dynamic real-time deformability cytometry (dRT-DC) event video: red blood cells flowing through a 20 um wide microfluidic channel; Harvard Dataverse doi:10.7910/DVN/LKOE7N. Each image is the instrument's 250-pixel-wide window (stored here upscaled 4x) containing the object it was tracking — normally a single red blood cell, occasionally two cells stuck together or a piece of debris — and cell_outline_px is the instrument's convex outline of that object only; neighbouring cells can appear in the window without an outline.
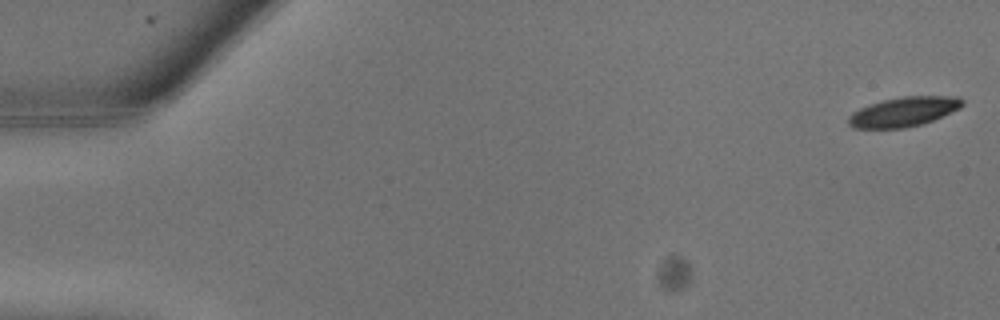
{"species": "common noctule bat (a hibernating species)", "species_latin": "Nyctalus noctula", "temperature_condition": "warm", "stored_images_in_passage": 11, "camera_frame_rate_fps": 3000, "um_per_image_px": 0.085, "animal": {"sex": "male", "body_mass_g": 13.3}, "frame": {"image": 1, "passage_image": 1, "time_ms": 0.0, "image_size_px": [1000, 320], "cell_outline_px": [[964, 104], [960, 108], [924, 124], [904, 128], [852, 128], [848, 124], [848, 116], [852, 112], [860, 108], [884, 100], [904, 96], [956, 96], [964, 100]], "centroid_in_image_um": [76.82, 9.5], "position_along_channel_um": 8.2, "area_um2": 19.59}}
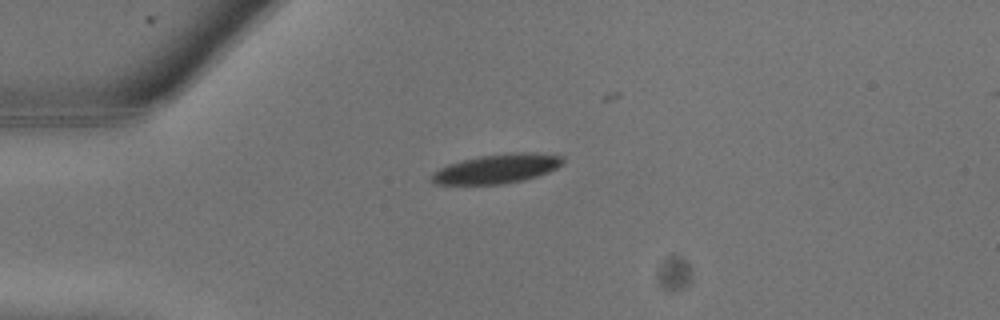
{"frame": {"image": 2, "passage_image": 7, "time_ms": 2.0, "image_size_px": [1000, 320], "cell_outline_px": [[564, 164], [548, 172], [524, 180], [504, 184], [432, 184], [432, 172], [448, 164], [480, 156], [512, 152], [536, 152], [564, 156]], "centroid_in_image_um": [42.28, 14.33], "position_along_channel_um": 42.7, "area_um2": 22.43}}